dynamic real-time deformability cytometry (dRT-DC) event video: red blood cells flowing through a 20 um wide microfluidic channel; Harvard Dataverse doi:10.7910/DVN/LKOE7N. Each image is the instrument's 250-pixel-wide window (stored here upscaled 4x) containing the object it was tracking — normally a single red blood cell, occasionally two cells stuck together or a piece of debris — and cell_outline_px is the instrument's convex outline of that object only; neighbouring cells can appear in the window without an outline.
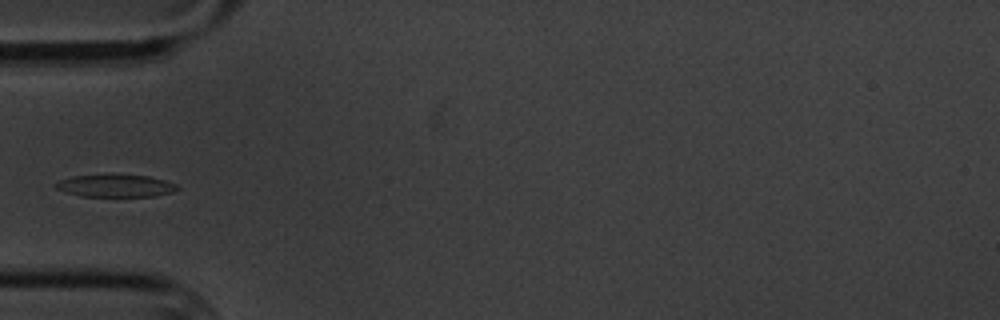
{"species": "common noctule bat (a hibernating species)", "species_latin": "Nyctalus noctula", "temperature_condition": "cold", "stored_images_in_passage": 5, "camera_frame_rate_fps": 3000, "um_per_image_px": 0.085, "animal": {"sex": "male", "body_mass_g": 20.1, "forearm_length_mm": 53.5}, "frame": {"image": 1, "passage_image": 5, "time_ms": 4.667, "image_size_px": [1000, 320], "cell_outline_px": [[180, 188], [176, 192], [156, 196], [80, 196], [56, 188], [52, 184], [60, 180], [72, 176], [104, 172], [112, 172], [148, 176], [164, 180], [176, 184]], "centroid_in_image_um": [9.83, 15.74], "position_along_channel_um": 75.2, "area_um2": 16.7}}